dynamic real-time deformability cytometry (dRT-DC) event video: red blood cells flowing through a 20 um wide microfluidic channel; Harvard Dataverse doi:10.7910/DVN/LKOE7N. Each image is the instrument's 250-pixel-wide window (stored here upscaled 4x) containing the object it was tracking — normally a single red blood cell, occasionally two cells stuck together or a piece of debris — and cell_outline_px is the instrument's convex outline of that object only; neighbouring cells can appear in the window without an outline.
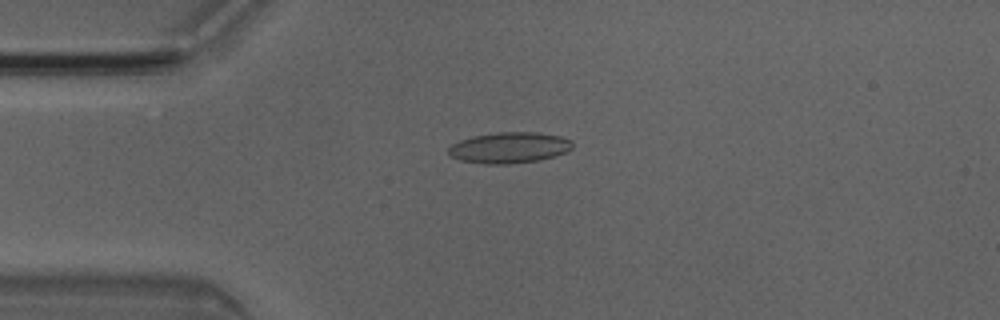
{"species": "Egyptian fruit bat (a non-hibernating species)", "species_latin": "Rousettus aegyptiacus", "temperature_condition": "room temperature", "stored_images_in_passage": 41, "camera_frame_rate_fps": 3000, "um_per_image_px": 0.085, "animal": {"sex": "male"}, "frame": {"image": 1, "passage_image": 3, "time_ms": 0.667, "image_size_px": [1000, 320], "cell_outline_px": [[572, 148], [564, 152], [552, 156], [536, 160], [508, 164], [484, 164], [460, 160], [452, 156], [448, 152], [448, 148], [452, 144], [460, 140], [472, 136], [496, 132], [536, 132], [560, 136], [572, 140]], "centroid_in_image_um": [43.26, 12.54], "position_along_channel_um": 41.7, "area_um2": 22.2}}
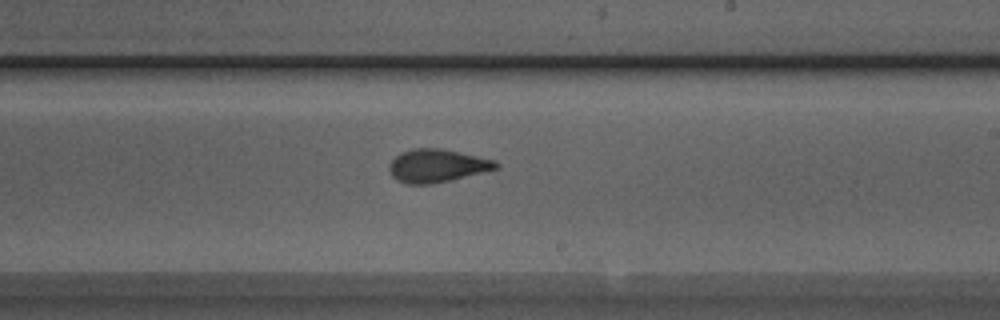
{"frame": {"image": 2, "passage_image": 20, "time_ms": 6.333, "image_size_px": [1000, 320], "cell_outline_px": [[500, 168], [452, 180], [432, 184], [408, 184], [396, 180], [392, 176], [388, 168], [388, 164], [400, 152], [412, 148], [440, 148], [496, 160], [500, 164]], "centroid_in_image_um": [37.15, 14.09], "position_along_channel_um": 251.8, "area_um2": 20.81}}
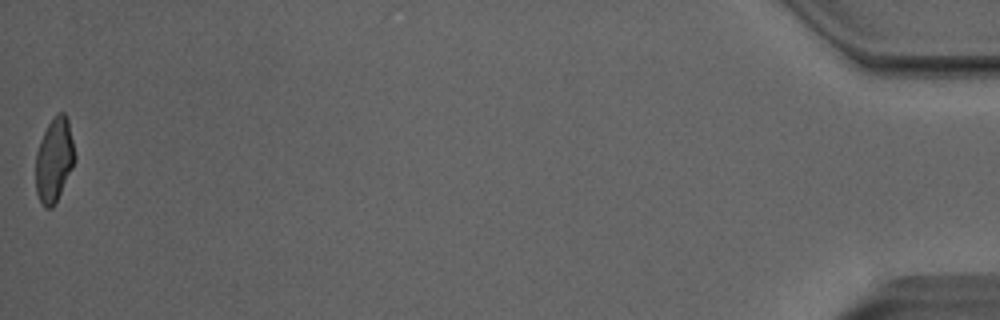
{"frame": {"image": 3, "passage_image": 41, "time_ms": 13.333, "image_size_px": [1000, 320], "cell_outline_px": [[76, 160], [52, 208], [44, 208], [36, 192], [36, 152], [40, 140], [48, 124], [60, 112], [64, 112], [68, 120], [76, 156]], "centroid_in_image_um": [4.61, 13.59], "position_along_channel_um": 430.6, "area_um2": 18.84}, "authors_computed_cell_mechanics": {"area_um2": 20.4034, "velocity_mm_per_s": 4.0708, "shape_relaxation_time_tau1_ms": 6.2868, "shape_relaxation_time_tau2_ms": 1.2769, "deformation_change_tau1": 0.1864, "deformation_change_tau2": 0.0834}}